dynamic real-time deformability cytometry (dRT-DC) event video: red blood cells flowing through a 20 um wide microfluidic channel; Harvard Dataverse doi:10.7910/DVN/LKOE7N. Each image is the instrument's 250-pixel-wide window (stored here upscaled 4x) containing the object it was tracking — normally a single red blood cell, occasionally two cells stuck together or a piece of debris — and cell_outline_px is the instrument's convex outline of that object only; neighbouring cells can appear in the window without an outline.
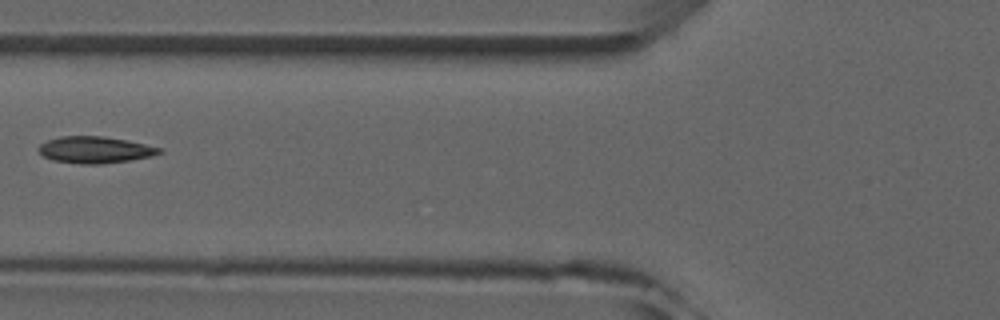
{"species": "common noctule bat (a hibernating species)", "species_latin": "Nyctalus noctula", "temperature_condition": "room temperature", "stored_images_in_passage": 6, "camera_frame_rate_fps": 3000, "um_per_image_px": 0.085, "animal": {"sex": "male", "forearm_length_mm": 52.5}, "frame": {"image": 1, "passage_image": 4, "time_ms": 4.667, "image_size_px": [1000, 320], "cell_outline_px": [[164, 152], [152, 156], [128, 160], [100, 164], [80, 164], [52, 160], [44, 156], [36, 148], [40, 144], [48, 140], [60, 136], [104, 136], [164, 148]], "centroid_in_image_um": [8.07, 12.73], "position_along_channel_um": 117.7, "area_um2": 18.73}}
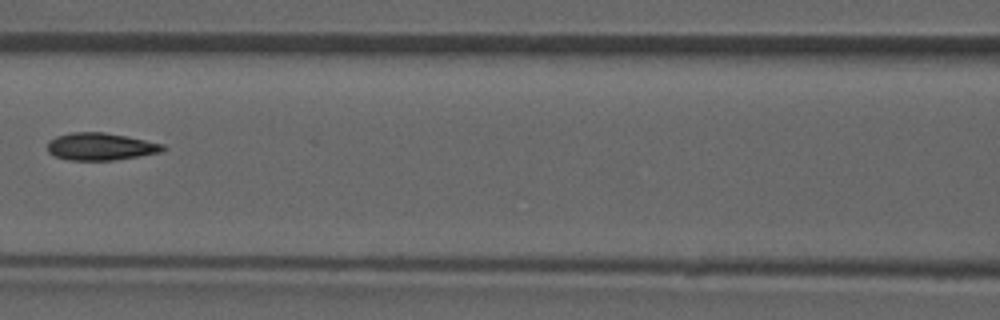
{"frame": {"image": 2, "passage_image": 5, "time_ms": 5.667, "image_size_px": [1000, 320], "cell_outline_px": [[168, 148], [160, 152], [140, 156], [112, 160], [68, 160], [56, 156], [48, 152], [48, 140], [56, 136], [72, 132], [104, 132], [164, 144]], "centroid_in_image_um": [8.54, 12.46], "position_along_channel_um": 158.1, "area_um2": 18.32}}